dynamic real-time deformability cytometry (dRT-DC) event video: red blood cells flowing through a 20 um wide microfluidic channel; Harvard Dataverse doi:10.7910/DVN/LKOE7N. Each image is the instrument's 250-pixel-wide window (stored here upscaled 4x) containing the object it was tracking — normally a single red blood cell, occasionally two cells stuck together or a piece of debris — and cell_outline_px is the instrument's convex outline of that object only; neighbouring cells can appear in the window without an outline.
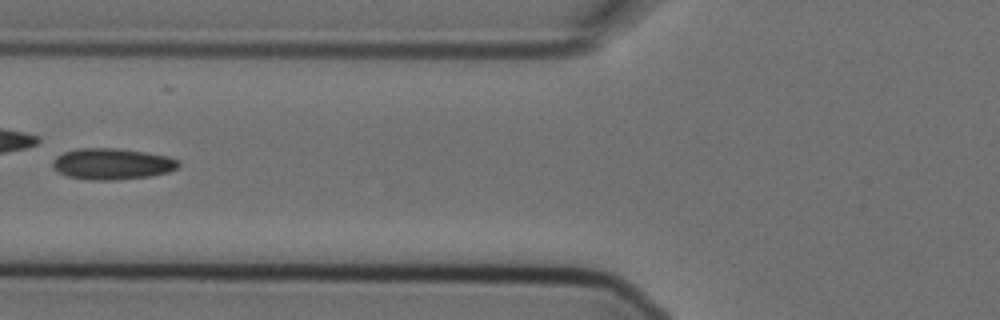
{"species": "Egyptian fruit bat (a non-hibernating species)", "species_latin": "Rousettus aegyptiacus", "temperature_condition": "cold", "stored_images_in_passage": 6, "camera_frame_rate_fps": 3000, "um_per_image_px": 0.085, "animal": {"sex": "female"}, "frame": {"image": 1, "passage_image": 5, "time_ms": 1.333, "image_size_px": [1000, 320], "cell_outline_px": [[180, 164], [176, 168], [168, 172], [152, 176], [116, 180], [92, 180], [68, 176], [52, 168], [52, 160], [56, 156], [64, 152], [76, 148], [116, 148], [144, 152], [168, 156], [180, 160]], "centroid_in_image_um": [9.53, 13.93], "position_along_channel_um": 116.3, "area_um2": 23.0}}